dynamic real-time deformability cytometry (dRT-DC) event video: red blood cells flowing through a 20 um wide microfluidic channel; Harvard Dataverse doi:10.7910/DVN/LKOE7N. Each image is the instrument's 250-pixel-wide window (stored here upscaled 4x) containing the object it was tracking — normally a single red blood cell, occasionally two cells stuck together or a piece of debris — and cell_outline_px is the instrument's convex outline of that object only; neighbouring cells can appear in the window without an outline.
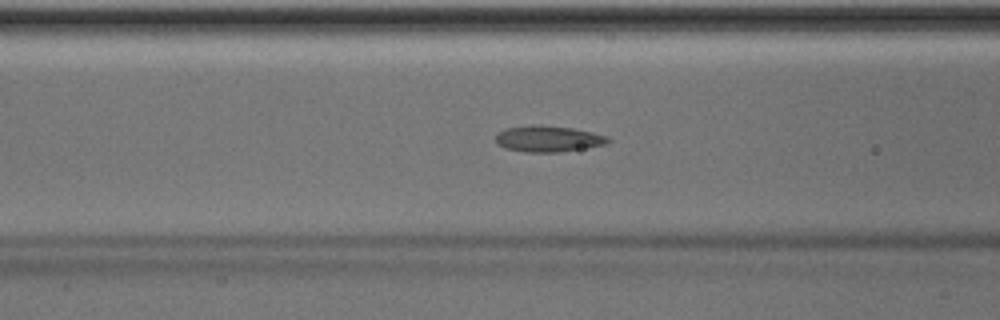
{"species": "Egyptian fruit bat (a non-hibernating species)", "species_latin": "Rousettus aegyptiacus", "temperature_condition": "room temperature", "stored_images_in_passage": 35, "camera_frame_rate_fps": 3000, "um_per_image_px": 0.085, "animal": {"sex": "male"}, "frame": {"image": 1, "passage_image": 8, "time_ms": 2.333, "image_size_px": [1000, 320], "cell_outline_px": [[612, 140], [608, 144], [560, 152], [524, 152], [504, 148], [496, 144], [496, 136], [504, 128], [536, 124], [540, 124], [572, 128], [592, 132], [608, 136]], "centroid_in_image_um": [46.6, 11.79], "position_along_channel_um": 120.0, "area_um2": 17.34}}
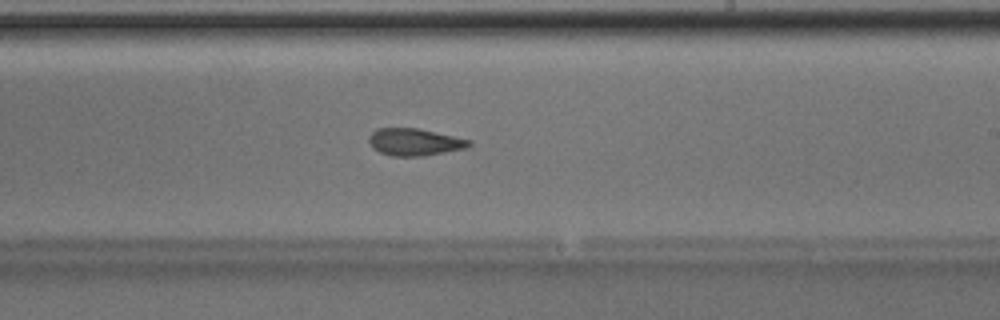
{"frame": {"image": 2, "passage_image": 18, "time_ms": 5.667, "image_size_px": [1000, 320], "cell_outline_px": [[472, 144], [468, 148], [424, 156], [392, 156], [380, 152], [372, 148], [368, 140], [368, 136], [376, 128], [416, 128], [472, 140]], "centroid_in_image_um": [35.23, 12.08], "position_along_channel_um": 253.8, "area_um2": 15.95}}
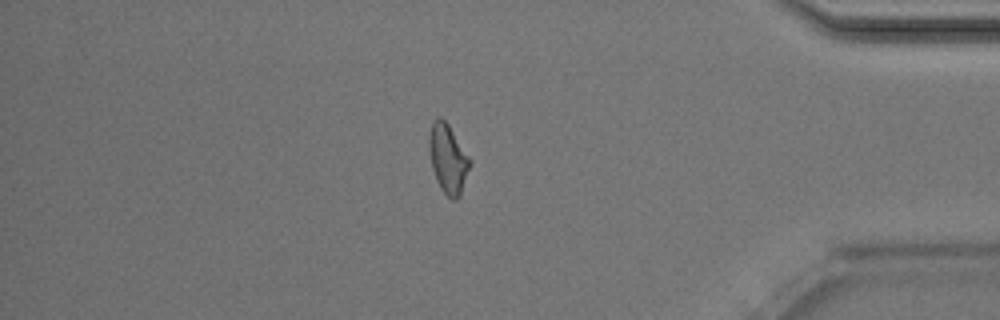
{"frame": {"image": 3, "passage_image": 31, "time_ms": 10.0, "image_size_px": [1000, 320], "cell_outline_px": [[472, 160], [460, 196], [456, 200], [452, 200], [440, 188], [436, 180], [432, 168], [428, 148], [428, 136], [432, 124], [440, 116], [448, 124]], "centroid_in_image_um": [38.08, 13.51], "position_along_channel_um": 397.1, "area_um2": 16.42}}